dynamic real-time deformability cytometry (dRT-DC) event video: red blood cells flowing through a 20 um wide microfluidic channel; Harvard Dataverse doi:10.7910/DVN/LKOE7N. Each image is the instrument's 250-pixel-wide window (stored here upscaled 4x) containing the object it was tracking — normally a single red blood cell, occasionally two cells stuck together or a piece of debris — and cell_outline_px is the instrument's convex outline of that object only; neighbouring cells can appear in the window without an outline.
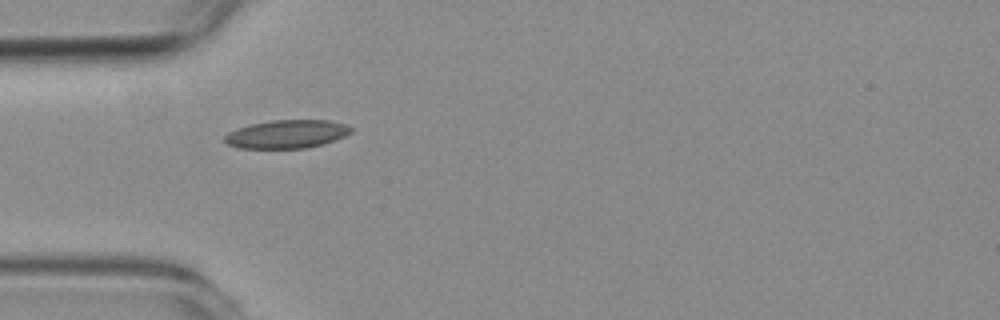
{"species": "common noctule bat (a hibernating species)", "species_latin": "Nyctalus noctula", "temperature_condition": "room temperature", "stored_images_in_passage": 7, "camera_frame_rate_fps": 3000, "um_per_image_px": 0.085, "animal": {"sex": "female", "body_mass_g": 19.3, "forearm_length_mm": 54.1}, "frame": {"image": 1, "passage_image": 6, "time_ms": 6.667, "image_size_px": [1000, 320], "cell_outline_px": [[352, 132], [344, 136], [324, 144], [308, 148], [236, 148], [228, 144], [224, 140], [224, 136], [228, 132], [252, 124], [272, 120], [328, 120], [344, 124], [352, 128]], "centroid_in_image_um": [24.38, 11.4], "position_along_channel_um": 60.6, "area_um2": 20.75}}
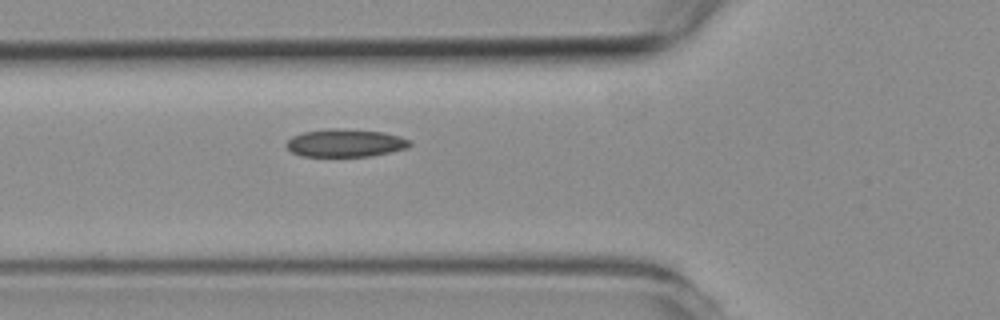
{"frame": {"image": 2, "passage_image": 7, "time_ms": 7.667, "image_size_px": [1000, 320], "cell_outline_px": [[412, 144], [408, 148], [372, 156], [300, 156], [292, 152], [284, 144], [292, 136], [304, 132], [324, 128], [336, 128], [384, 132], [400, 136], [412, 140]], "centroid_in_image_um": [29.37, 12.15], "position_along_channel_um": 96.4, "area_um2": 20.23}}